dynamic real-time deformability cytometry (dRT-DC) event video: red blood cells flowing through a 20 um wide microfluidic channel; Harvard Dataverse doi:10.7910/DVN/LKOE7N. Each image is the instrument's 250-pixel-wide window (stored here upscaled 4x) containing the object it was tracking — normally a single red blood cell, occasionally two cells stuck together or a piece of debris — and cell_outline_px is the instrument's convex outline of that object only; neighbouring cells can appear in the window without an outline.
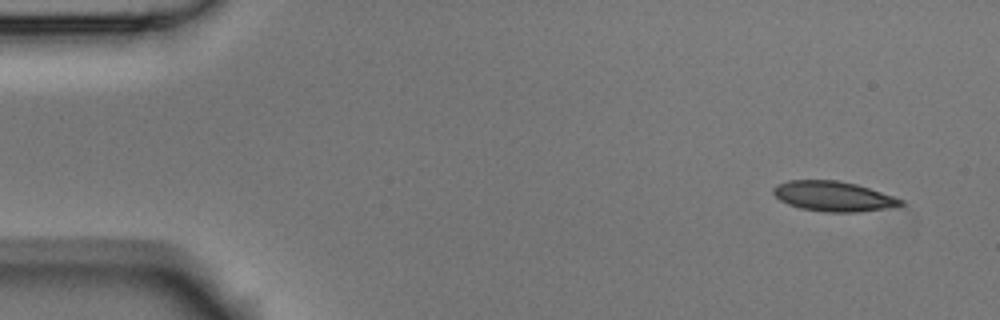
{"species": "Egyptian fruit bat (a non-hibernating species)", "species_latin": "Rousettus aegyptiacus", "temperature_condition": "room temperature", "stored_images_in_passage": 4, "camera_frame_rate_fps": 3000, "um_per_image_px": 0.085, "animal": {"sex": "male"}, "frame": {"image": 1, "passage_image": 1, "time_ms": 0.0, "image_size_px": [1000, 320], "cell_outline_px": [[904, 204], [860, 212], [824, 212], [800, 208], [788, 204], [780, 200], [772, 192], [772, 188], [776, 184], [788, 180], [836, 180], [856, 184], [904, 200]], "centroid_in_image_um": [70.76, 16.68], "position_along_channel_um": 14.2, "area_um2": 22.08}}
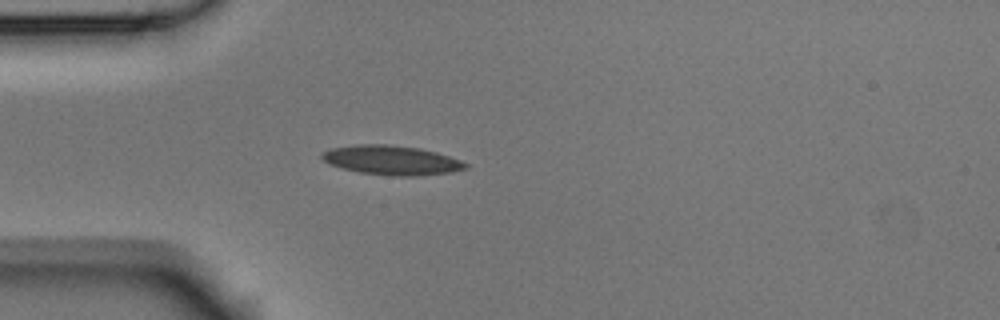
{"frame": {"image": 2, "passage_image": 4, "time_ms": 1.0, "image_size_px": [1000, 320], "cell_outline_px": [[468, 168], [452, 172], [416, 176], [392, 176], [360, 172], [340, 168], [328, 164], [320, 156], [324, 152], [332, 148], [356, 144], [388, 144], [420, 148], [436, 152], [460, 160], [468, 164]], "centroid_in_image_um": [33.28, 13.62], "position_along_channel_um": 51.7, "area_um2": 24.62}}